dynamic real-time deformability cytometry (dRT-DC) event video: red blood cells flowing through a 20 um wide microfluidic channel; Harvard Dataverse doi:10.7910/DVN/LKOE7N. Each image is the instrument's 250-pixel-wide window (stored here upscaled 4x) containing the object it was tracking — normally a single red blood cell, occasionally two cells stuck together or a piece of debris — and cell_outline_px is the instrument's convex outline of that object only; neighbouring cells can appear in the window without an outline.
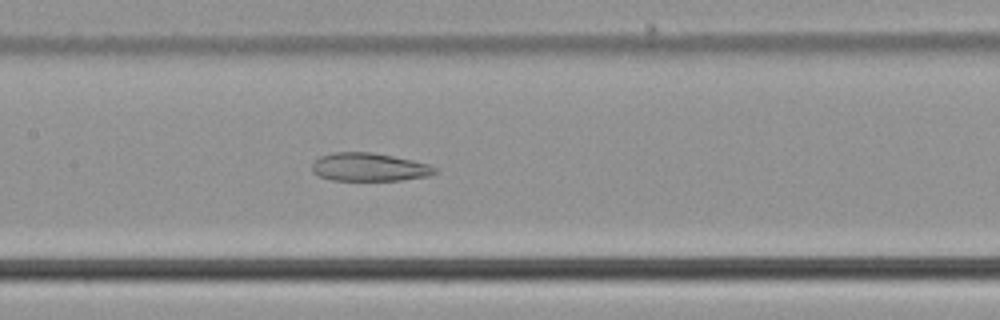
{"species": "common noctule bat (a hibernating species)", "species_latin": "Nyctalus noctula", "temperature_condition": "cold", "stored_images_in_passage": 45, "camera_frame_rate_fps": 3000, "um_per_image_px": 0.085, "animal": {"sex": "male", "body_mass_g": 21.5, "forearm_length_mm": 52.0}, "frame": {"image": 1, "passage_image": 17, "time_ms": 5.333, "image_size_px": [1000, 320], "cell_outline_px": [[440, 172], [428, 176], [400, 180], [332, 180], [320, 176], [312, 172], [312, 164], [320, 156], [332, 152], [372, 152], [412, 160], [428, 164], [436, 168]], "centroid_in_image_um": [31.39, 14.2], "position_along_channel_um": 176.0, "area_um2": 20.17}}
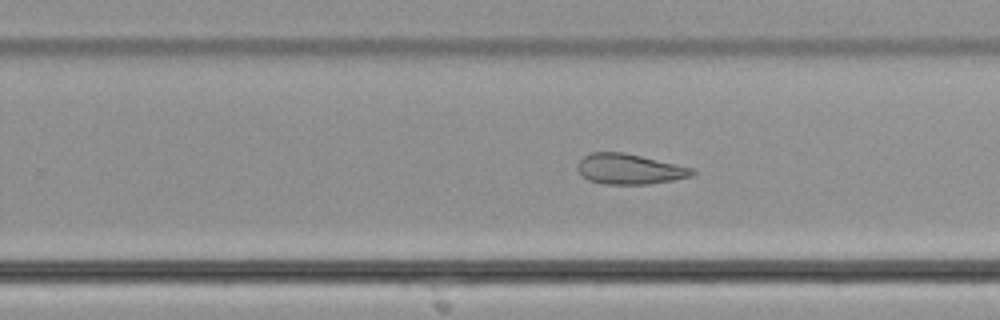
{"frame": {"image": 2, "passage_image": 25, "time_ms": 8.0, "image_size_px": [1000, 320], "cell_outline_px": [[696, 172], [692, 176], [672, 180], [648, 184], [604, 184], [588, 180], [580, 176], [576, 168], [580, 160], [584, 156], [592, 152], [624, 152], [692, 168]], "centroid_in_image_um": [53.45, 14.37], "position_along_channel_um": 276.3, "area_um2": 20.23}}
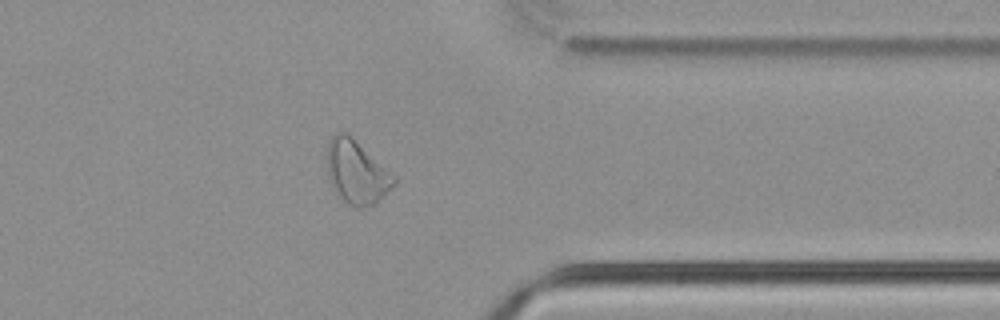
{"frame": {"image": 3, "passage_image": 34, "time_ms": 11.0, "image_size_px": [1000, 320], "cell_outline_px": [[396, 184], [372, 204], [364, 208], [356, 208], [348, 204], [336, 192], [332, 184], [328, 172], [328, 140], [336, 132], [348, 132], [396, 176]], "centroid_in_image_um": [30.33, 14.59], "position_along_channel_um": 381.1, "area_um2": 24.51}, "authors_computed_cell_mechanics": {"area_um2": 24.5072, "velocity_mm_per_s": 3.7659, "shape_relaxation_time_tau1_ms": null, "shape_relaxation_time_tau2_ms": 3.3658, "deformation_change_tau1": null, "deformation_change_tau2": 0.1247}}